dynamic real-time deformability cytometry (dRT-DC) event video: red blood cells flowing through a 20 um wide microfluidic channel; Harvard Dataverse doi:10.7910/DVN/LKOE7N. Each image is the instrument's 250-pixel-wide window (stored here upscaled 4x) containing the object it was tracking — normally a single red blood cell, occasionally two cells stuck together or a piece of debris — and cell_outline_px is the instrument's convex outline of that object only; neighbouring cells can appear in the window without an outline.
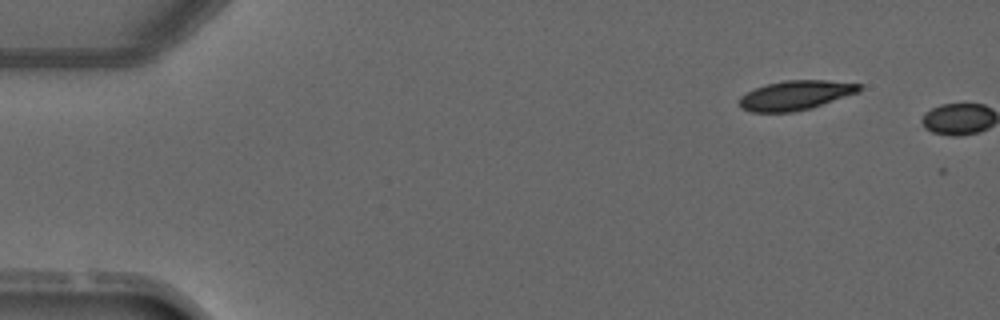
{"species": "common noctule bat (a hibernating species)", "species_latin": "Nyctalus noctula", "temperature_condition": "warm", "stored_images_in_passage": 2, "camera_frame_rate_fps": 3000, "um_per_image_px": 0.085, "animal": {"sex": "male", "forearm_length_mm": 52.5}, "frame": {"image": 1, "passage_image": 1, "time_ms": 0.0, "image_size_px": [1000, 320], "cell_outline_px": [[860, 92], [812, 108], [792, 112], [752, 112], [740, 108], [740, 96], [756, 88], [768, 84], [784, 80], [824, 80], [860, 84]], "centroid_in_image_um": [67.63, 8.1], "position_along_channel_um": 17.4, "area_um2": 20.46}}